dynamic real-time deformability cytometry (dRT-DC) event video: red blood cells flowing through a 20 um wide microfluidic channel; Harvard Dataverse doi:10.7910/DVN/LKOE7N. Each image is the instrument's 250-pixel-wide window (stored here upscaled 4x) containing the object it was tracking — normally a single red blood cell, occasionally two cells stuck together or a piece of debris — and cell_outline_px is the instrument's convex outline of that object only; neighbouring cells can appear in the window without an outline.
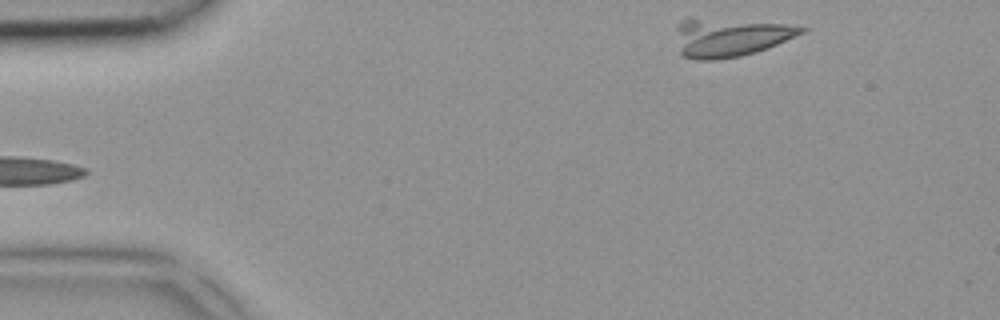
{"species": "common noctule bat (a hibernating species)", "species_latin": "Nyctalus noctula", "temperature_condition": "room temperature", "stored_images_in_passage": 4, "segment_of_instrument_passage": [2, 2], "camera_frame_rate_fps": 3000, "um_per_image_px": 0.085, "animal": {"sex": "female", "body_mass_g": 18.4}, "frame": {"image": 1, "passage_image": 4, "time_ms": 1.0, "image_size_px": [1000, 320], "cell_outline_px": [[808, 28], [804, 32], [768, 48], [756, 52], [740, 56], [716, 60], [696, 60], [684, 56], [680, 52], [676, 28], [676, 24], [680, 20], [688, 16], [692, 16], [788, 24]], "centroid_in_image_um": [61.99, 3.14], "position_along_channel_um": 23.0, "area_um2": 28.55}}